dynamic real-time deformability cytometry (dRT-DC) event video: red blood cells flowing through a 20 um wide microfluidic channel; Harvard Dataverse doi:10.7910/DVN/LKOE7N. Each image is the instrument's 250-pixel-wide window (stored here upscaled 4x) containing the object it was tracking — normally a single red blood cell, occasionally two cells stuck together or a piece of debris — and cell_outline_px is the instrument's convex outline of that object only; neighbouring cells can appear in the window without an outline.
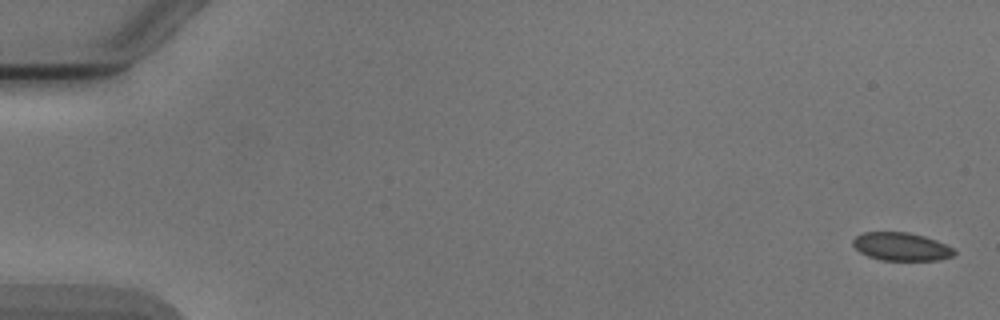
{"species": "Egyptian fruit bat (a non-hibernating species)", "species_latin": "Rousettus aegyptiacus", "temperature_condition": "cold", "stored_images_in_passage": 4, "camera_frame_rate_fps": 3000, "um_per_image_px": 0.085, "animal": {"sex": "male"}, "frame": {"image": 1, "passage_image": 1, "time_ms": 0.0, "image_size_px": [1000, 320], "cell_outline_px": [[956, 252], [952, 256], [940, 260], [880, 260], [868, 256], [860, 252], [852, 244], [852, 240], [856, 236], [864, 232], [908, 232], [924, 236], [936, 240], [952, 248]], "centroid_in_image_um": [76.59, 20.96], "position_along_channel_um": 8.4, "area_um2": 16.53}}